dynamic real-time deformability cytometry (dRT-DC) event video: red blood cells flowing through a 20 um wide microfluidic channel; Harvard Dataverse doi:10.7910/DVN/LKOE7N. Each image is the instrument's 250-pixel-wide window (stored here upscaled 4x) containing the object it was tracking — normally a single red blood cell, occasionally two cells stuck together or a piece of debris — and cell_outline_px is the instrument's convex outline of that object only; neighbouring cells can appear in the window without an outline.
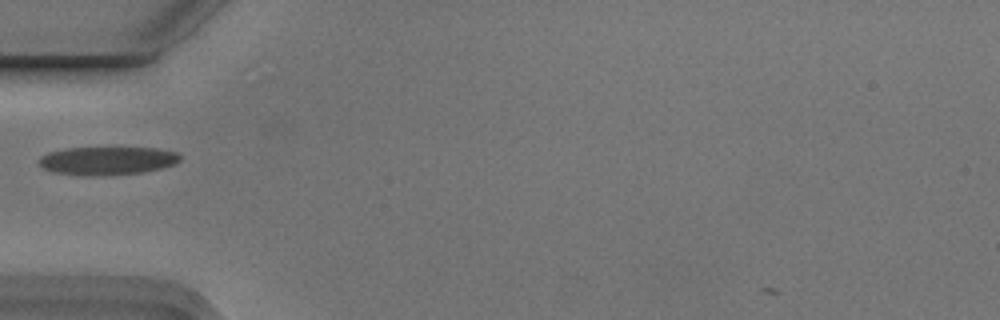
{"species": "Egyptian fruit bat (a non-hibernating species)", "species_latin": "Rousettus aegyptiacus", "temperature_condition": "cold", "stored_images_in_passage": 2, "camera_frame_rate_fps": 3000, "um_per_image_px": 0.085, "animal": {"sex": "male"}, "frame": {"image": 1, "passage_image": 1, "time_ms": 0.0, "image_size_px": [1000, 320], "cell_outline_px": [[180, 160], [176, 164], [160, 168], [140, 172], [92, 176], [88, 176], [56, 172], [44, 168], [40, 164], [40, 156], [48, 152], [68, 148], [156, 148], [180, 152]], "centroid_in_image_um": [9.16, 13.65], "position_along_channel_um": 75.8, "area_um2": 22.95}}
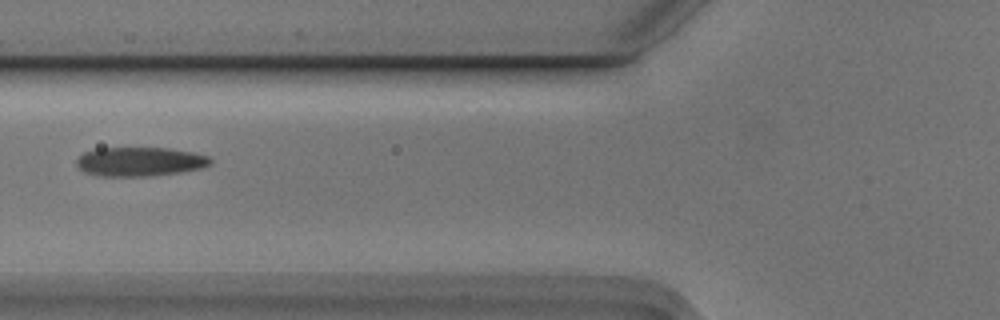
{"frame": {"image": 2, "passage_image": 2, "time_ms": 0.333, "image_size_px": [1000, 320], "cell_outline_px": [[212, 164], [200, 168], [180, 172], [148, 176], [100, 176], [84, 172], [76, 164], [76, 160], [84, 152], [96, 148], [168, 148], [192, 152], [208, 156], [212, 160]], "centroid_in_image_um": [11.88, 13.74], "position_along_channel_um": 113.9, "area_um2": 22.66}}